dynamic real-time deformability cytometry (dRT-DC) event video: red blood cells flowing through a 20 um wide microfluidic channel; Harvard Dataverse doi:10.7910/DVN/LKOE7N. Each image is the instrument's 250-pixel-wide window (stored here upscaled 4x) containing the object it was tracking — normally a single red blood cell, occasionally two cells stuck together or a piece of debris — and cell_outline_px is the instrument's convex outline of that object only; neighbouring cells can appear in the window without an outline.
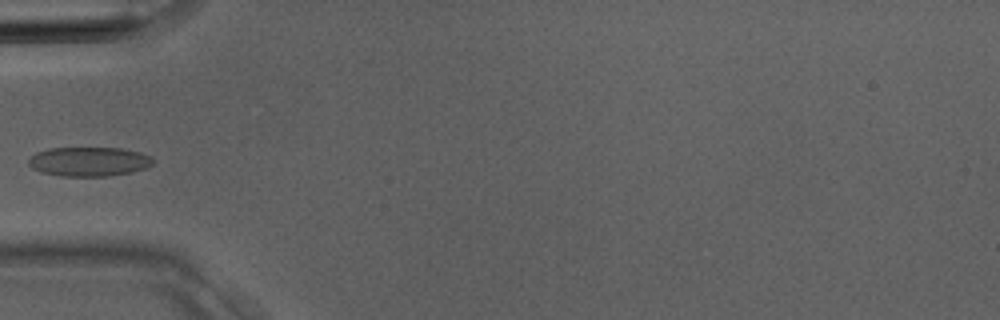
{"species": "Egyptian fruit bat (a non-hibernating species)", "species_latin": "Rousettus aegyptiacus", "temperature_condition": "room temperature", "stored_images_in_passage": 3, "camera_frame_rate_fps": 3000, "um_per_image_px": 0.085, "animal": {"sex": "male"}, "frame": {"image": 1, "passage_image": 3, "time_ms": 0.667, "image_size_px": [1000, 320], "cell_outline_px": [[152, 164], [144, 168], [132, 172], [108, 176], [60, 176], [40, 172], [32, 168], [28, 164], [28, 160], [36, 152], [48, 148], [120, 148], [140, 152], [152, 156]], "centroid_in_image_um": [7.54, 13.73], "position_along_channel_um": 77.5, "area_um2": 21.27}}